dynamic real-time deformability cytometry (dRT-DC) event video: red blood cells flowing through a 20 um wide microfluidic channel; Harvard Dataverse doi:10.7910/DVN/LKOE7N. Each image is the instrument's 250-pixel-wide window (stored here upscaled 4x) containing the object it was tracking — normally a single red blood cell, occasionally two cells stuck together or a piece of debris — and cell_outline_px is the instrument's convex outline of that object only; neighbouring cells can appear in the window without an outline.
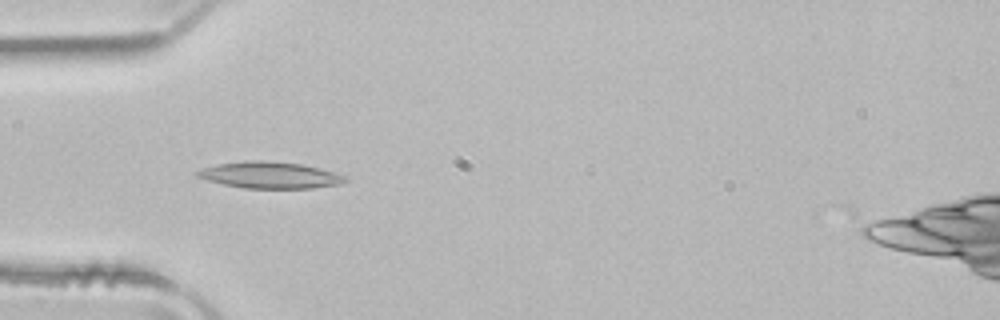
{"species": "common noctule bat (a hibernating species)", "species_latin": "Nyctalus noctula", "temperature_condition": "room temperature", "stored_images_in_passage": 35, "camera_frame_rate_fps": 3000, "um_per_image_px": 0.085, "animal": {"sex": "male", "body_mass_g": 21.5, "forearm_length_mm": 52.0}, "frame": {"image": 1, "passage_image": 2, "time_ms": 0.333, "image_size_px": [1000, 320], "cell_outline_px": [[348, 180], [340, 184], [312, 188], [244, 188], [224, 184], [208, 180], [196, 176], [192, 172], [216, 164], [244, 160], [264, 160], [300, 164], [348, 176]], "centroid_in_image_um": [22.91, 14.88], "position_along_channel_um": 62.1, "area_um2": 22.77}}
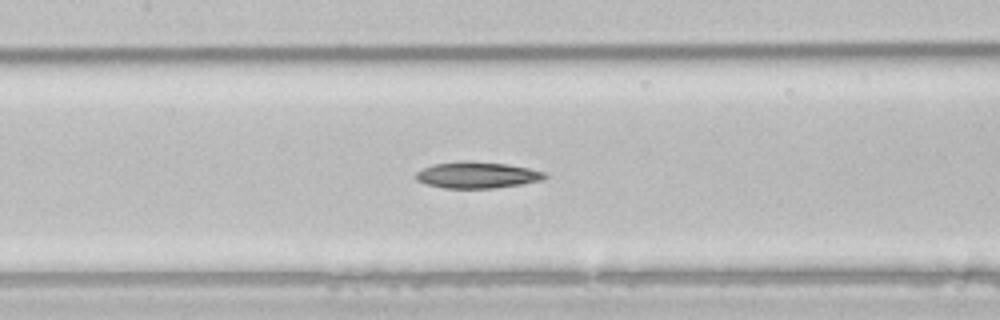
{"frame": {"image": 2, "passage_image": 10, "time_ms": 3.0, "image_size_px": [1000, 320], "cell_outline_px": [[548, 176], [544, 180], [496, 188], [444, 188], [424, 184], [416, 180], [416, 172], [432, 164], [460, 160], [464, 160], [508, 164], [548, 172]], "centroid_in_image_um": [40.57, 14.87], "position_along_channel_um": 166.8, "area_um2": 20.11}}
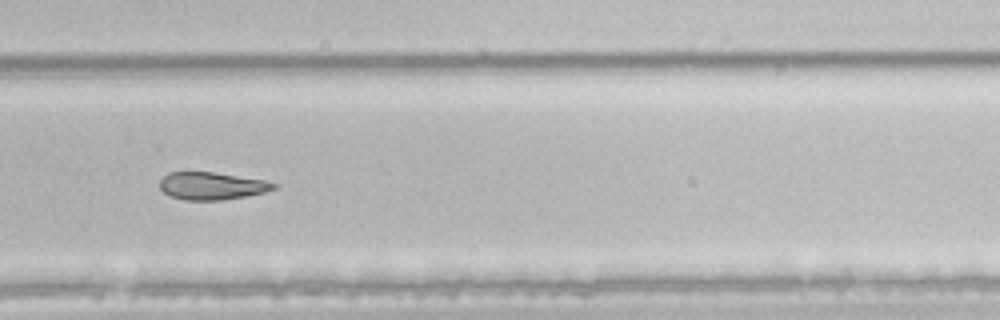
{"frame": {"image": 3, "passage_image": 21, "time_ms": 6.667, "image_size_px": [1000, 320], "cell_outline_px": [[280, 184], [276, 188], [264, 192], [248, 196], [224, 200], [184, 200], [172, 196], [164, 192], [160, 188], [160, 180], [168, 172], [212, 172], [264, 180]], "centroid_in_image_um": [18.03, 15.8], "position_along_channel_um": 311.8, "area_um2": 18.26}, "authors_computed_cell_mechanics": {"area_um2": 20.1144, "velocity_mm_per_s": 3.9745, "shape_relaxation_time_tau1_ms": 10.7301, "shape_relaxation_time_tau2_ms": null, "deformation_change_tau1": 0.2229, "deformation_change_tau2": null}}